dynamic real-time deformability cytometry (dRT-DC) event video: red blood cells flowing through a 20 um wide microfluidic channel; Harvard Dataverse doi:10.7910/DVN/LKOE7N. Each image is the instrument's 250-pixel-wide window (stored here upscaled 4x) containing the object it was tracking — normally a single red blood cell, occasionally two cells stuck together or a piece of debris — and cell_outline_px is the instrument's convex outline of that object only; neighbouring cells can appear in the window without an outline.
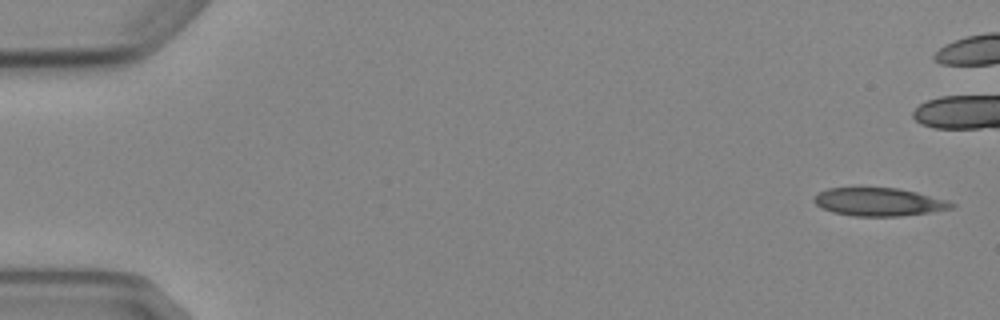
{"species": "Egyptian fruit bat (a non-hibernating species)", "species_latin": "Rousettus aegyptiacus", "temperature_condition": "cold", "stored_images_in_passage": 5, "camera_frame_rate_fps": 3000, "um_per_image_px": 0.085, "animal": {"sex": "female"}, "frame": {"image": 1, "passage_image": 1, "time_ms": 0.0, "image_size_px": [1000, 320], "cell_outline_px": [[956, 208], [900, 216], [852, 216], [832, 212], [816, 204], [812, 200], [816, 192], [828, 188], [896, 188], [916, 192], [948, 200], [956, 204]], "centroid_in_image_um": [74.7, 17.16], "position_along_channel_um": 10.3, "area_um2": 22.54}}